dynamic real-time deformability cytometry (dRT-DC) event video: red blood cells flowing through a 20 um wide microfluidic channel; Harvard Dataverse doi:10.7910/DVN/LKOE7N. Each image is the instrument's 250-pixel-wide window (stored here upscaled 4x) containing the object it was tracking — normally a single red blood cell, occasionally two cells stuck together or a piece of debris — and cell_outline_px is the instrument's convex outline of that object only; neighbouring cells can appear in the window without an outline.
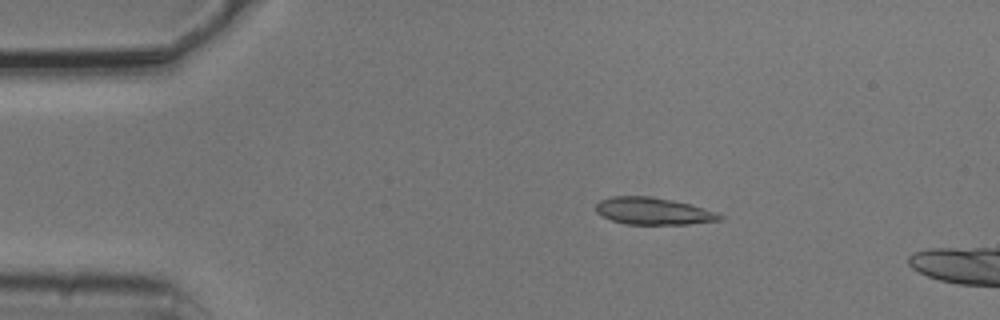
{"species": "common noctule bat (a hibernating species)", "species_latin": "Nyctalus noctula", "temperature_condition": "cold", "stored_images_in_passage": 3, "camera_frame_rate_fps": 3000, "um_per_image_px": 0.085, "animal": {"sex": "male", "body_mass_g": 20.5, "forearm_length_mm": 52.5}, "frame": {"image": 1, "passage_image": 1, "time_ms": 0.0, "image_size_px": [1000, 320], "cell_outline_px": [[724, 220], [688, 224], [628, 224], [612, 220], [596, 212], [596, 204], [600, 200], [612, 196], [652, 196], [672, 200], [688, 204], [716, 212], [724, 216]], "centroid_in_image_um": [55.54, 17.94], "position_along_channel_um": 29.5, "area_um2": 19.42}}